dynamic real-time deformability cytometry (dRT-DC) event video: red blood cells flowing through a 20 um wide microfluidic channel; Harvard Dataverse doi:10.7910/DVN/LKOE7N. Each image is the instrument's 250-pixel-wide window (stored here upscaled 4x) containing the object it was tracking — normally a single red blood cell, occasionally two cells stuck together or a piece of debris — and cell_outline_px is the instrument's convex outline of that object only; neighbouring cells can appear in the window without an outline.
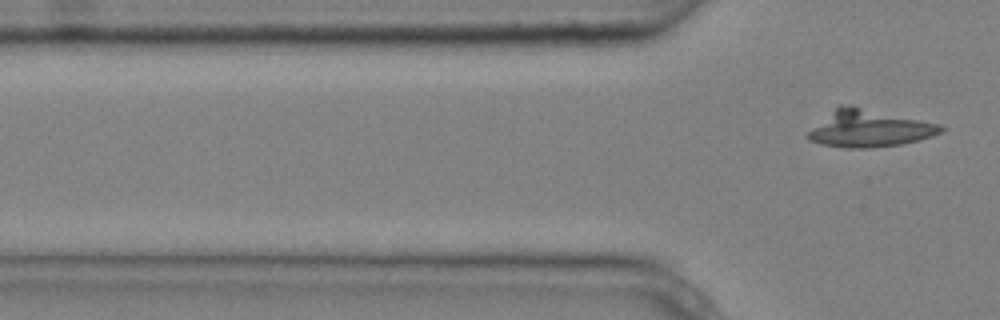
{"species": "common noctule bat (a hibernating species)", "species_latin": "Nyctalus noctula", "temperature_condition": "cold", "stored_images_in_passage": 5, "segment_of_instrument_passage": [2, 2], "camera_frame_rate_fps": 3000, "um_per_image_px": 0.085, "animal": {"sex": "male", "body_mass_g": 20.4}, "frame": {"image": 1, "passage_image": 5, "time_ms": 1.333, "image_size_px": [1000, 320], "cell_outline_px": [[948, 128], [932, 136], [920, 140], [900, 144], [872, 148], [844, 148], [820, 144], [808, 140], [808, 132], [840, 104], [852, 104], [940, 124]], "centroid_in_image_um": [73.92, 10.92], "position_along_channel_um": 51.9, "area_um2": 28.78}}